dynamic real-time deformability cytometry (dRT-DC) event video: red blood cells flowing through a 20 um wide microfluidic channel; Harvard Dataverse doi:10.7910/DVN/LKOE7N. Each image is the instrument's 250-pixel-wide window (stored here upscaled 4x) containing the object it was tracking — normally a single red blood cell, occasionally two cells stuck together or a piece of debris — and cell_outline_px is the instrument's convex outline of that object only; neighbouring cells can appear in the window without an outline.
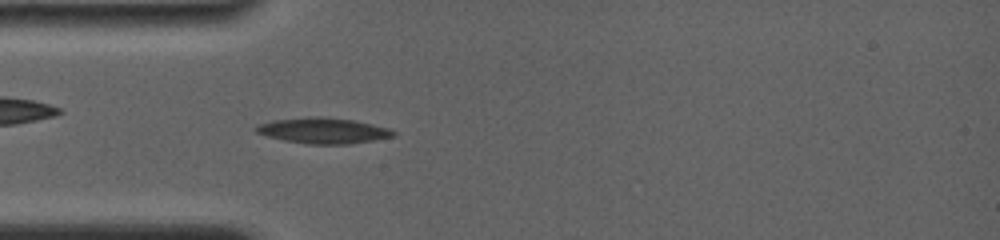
{"species": "common noctule bat (a hibernating species)", "species_latin": "Nyctalus noctula", "temperature_condition": "room temperature", "stored_images_in_passage": 17, "camera_frame_rate_fps": 4000, "um_per_image_px": 0.085, "animal": {"sex": "female", "body_mass_g": 19.0, "forearm_length_mm": 56.7}, "frame": {"image": 1, "passage_image": 17, "time_ms": 4.25, "image_size_px": [1000, 240], "cell_outline_px": [[396, 136], [348, 144], [308, 144], [284, 140], [268, 136], [256, 132], [256, 128], [260, 124], [272, 120], [312, 116], [324, 116], [356, 120], [392, 128], [396, 132]], "centroid_in_image_um": [27.55, 11.09], "position_along_channel_um": 57.5, "area_um2": 20.69}}